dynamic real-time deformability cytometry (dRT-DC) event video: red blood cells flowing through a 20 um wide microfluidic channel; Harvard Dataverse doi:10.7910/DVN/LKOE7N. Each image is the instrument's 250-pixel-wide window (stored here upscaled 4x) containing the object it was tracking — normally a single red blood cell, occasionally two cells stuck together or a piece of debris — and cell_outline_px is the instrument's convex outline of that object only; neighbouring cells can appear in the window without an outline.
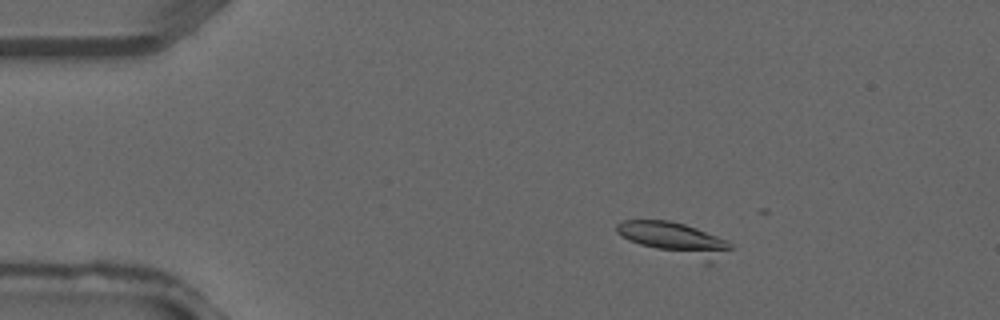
{"species": "common noctule bat (a hibernating species)", "species_latin": "Nyctalus noctula", "temperature_condition": "warm", "stored_images_in_passage": 3, "camera_frame_rate_fps": 3000, "um_per_image_px": 0.085, "animal": {"sex": "male", "forearm_length_mm": 52.5}, "frame": {"image": 1, "passage_image": 2, "time_ms": 0.333, "image_size_px": [1000, 320], "cell_outline_px": [[732, 248], [712, 264], [704, 264], [640, 244], [628, 240], [616, 232], [616, 224], [624, 220], [668, 220], [684, 224], [696, 228], [728, 240], [732, 244]], "centroid_in_image_um": [57.42, 20.34], "position_along_channel_um": 27.6, "area_um2": 22.02}}